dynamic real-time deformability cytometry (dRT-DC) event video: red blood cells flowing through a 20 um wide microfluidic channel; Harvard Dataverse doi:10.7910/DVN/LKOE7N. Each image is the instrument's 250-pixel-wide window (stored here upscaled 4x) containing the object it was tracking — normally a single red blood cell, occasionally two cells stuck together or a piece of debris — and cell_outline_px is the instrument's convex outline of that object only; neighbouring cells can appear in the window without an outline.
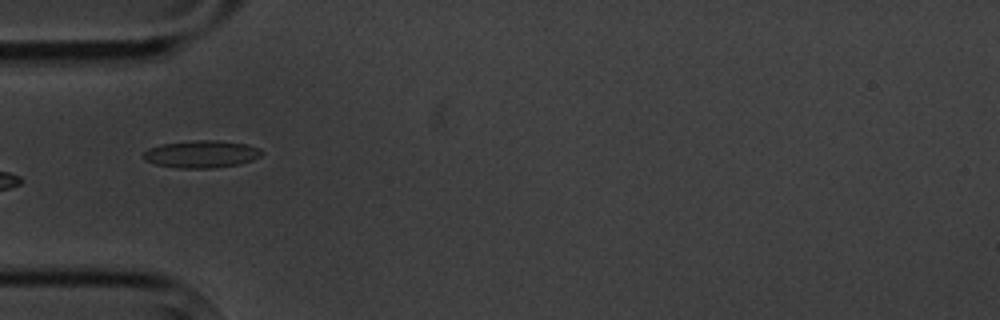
{"species": "common noctule bat (a hibernating species)", "species_latin": "Nyctalus noctula", "temperature_condition": "cold", "stored_images_in_passage": 11, "camera_frame_rate_fps": 3000, "um_per_image_px": 0.085, "animal": {"sex": "male", "body_mass_g": 20.1, "forearm_length_mm": 53.5}, "frame": {"image": 1, "passage_image": 5, "time_ms": 5.333, "image_size_px": [1000, 320], "cell_outline_px": [[264, 152], [260, 156], [252, 160], [240, 164], [212, 168], [176, 168], [156, 164], [144, 160], [140, 156], [148, 148], [160, 144], [196, 140], [216, 140], [248, 144], [260, 148]], "centroid_in_image_um": [17.11, 13.09], "position_along_channel_um": 67.9, "area_um2": 19.07}}
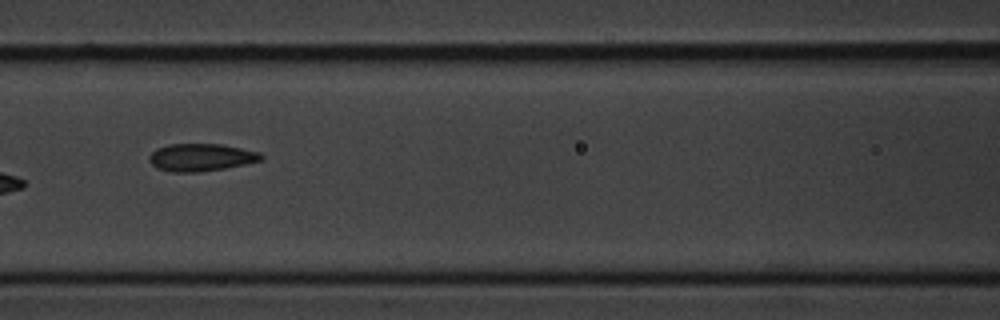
{"frame": {"image": 2, "passage_image": 7, "time_ms": 7.667, "image_size_px": [1000, 320], "cell_outline_px": [[264, 160], [224, 168], [196, 172], [172, 172], [156, 168], [148, 160], [148, 156], [156, 148], [168, 144], [220, 144], [260, 152], [264, 156]], "centroid_in_image_um": [17.07, 13.37], "position_along_channel_um": 149.5, "area_um2": 17.98}}
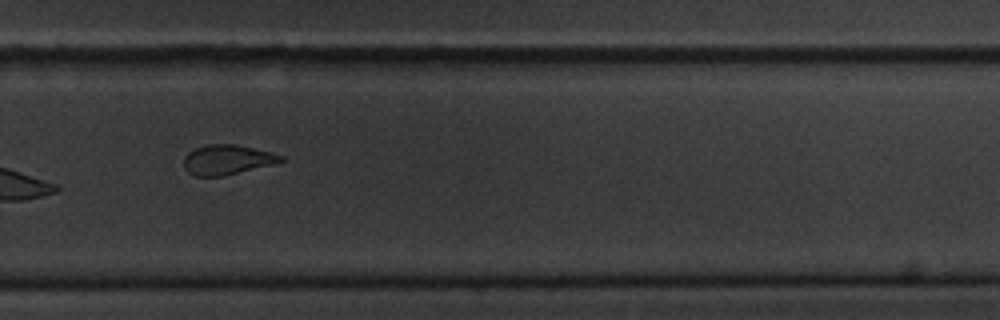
{"frame": {"image": 3, "passage_image": 11, "time_ms": 12.333, "image_size_px": [1000, 320], "cell_outline_px": [[284, 160], [272, 164], [224, 176], [196, 176], [188, 172], [184, 168], [184, 156], [188, 152], [196, 148], [208, 144], [236, 144], [272, 152], [284, 156]], "centroid_in_image_um": [19.3, 13.57], "position_along_channel_um": 310.5, "area_um2": 16.82}}